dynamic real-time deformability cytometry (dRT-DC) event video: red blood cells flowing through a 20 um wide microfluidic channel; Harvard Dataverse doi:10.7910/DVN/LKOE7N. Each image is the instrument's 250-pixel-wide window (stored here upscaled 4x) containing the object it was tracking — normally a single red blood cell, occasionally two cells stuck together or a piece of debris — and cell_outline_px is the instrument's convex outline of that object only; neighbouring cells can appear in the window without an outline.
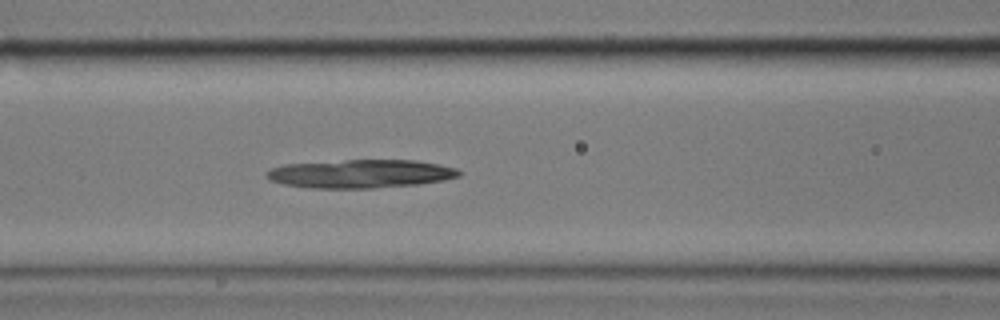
{"species": "common noctule bat (a hibernating species)", "species_latin": "Nyctalus noctula", "temperature_condition": "cold", "stored_images_in_passage": 44, "camera_frame_rate_fps": 3000, "um_per_image_px": 0.085, "animal": {"sex": "male", "body_mass_g": 17.9}, "frame": {"image": 1, "passage_image": 14, "time_ms": 4.333, "image_size_px": [1000, 320], "cell_outline_px": [[460, 176], [444, 180], [416, 184], [372, 188], [308, 188], [284, 184], [268, 180], [268, 172], [272, 168], [284, 164], [344, 160], [412, 160], [440, 164], [456, 168], [460, 172]], "centroid_in_image_um": [30.64, 14.77], "position_along_channel_um": 136.0, "area_um2": 31.73}}
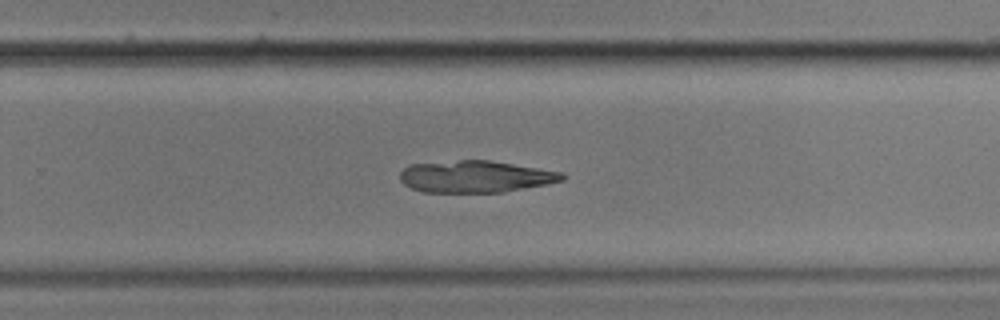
{"frame": {"image": 2, "passage_image": 27, "time_ms": 8.667, "image_size_px": [1000, 320], "cell_outline_px": [[568, 176], [564, 180], [548, 184], [504, 192], [424, 192], [412, 188], [404, 184], [400, 180], [400, 172], [408, 164], [460, 160], [488, 160], [564, 172]], "centroid_in_image_um": [40.44, 15.01], "position_along_channel_um": 289.4, "area_um2": 30.29}}
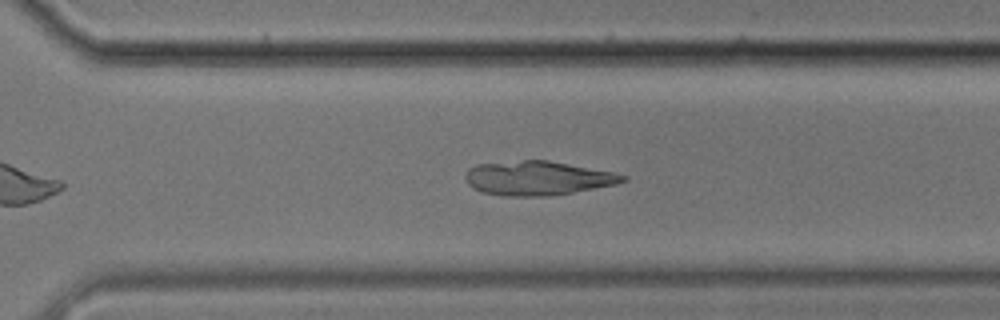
{"frame": {"image": 3, "passage_image": 30, "time_ms": 9.667, "image_size_px": [1000, 320], "cell_outline_px": [[628, 180], [616, 184], [572, 192], [548, 196], [504, 196], [484, 192], [472, 188], [468, 184], [464, 176], [468, 168], [476, 164], [524, 160], [548, 160], [616, 172], [628, 176]], "centroid_in_image_um": [45.71, 15.13], "position_along_channel_um": 324.9, "area_um2": 31.44}}